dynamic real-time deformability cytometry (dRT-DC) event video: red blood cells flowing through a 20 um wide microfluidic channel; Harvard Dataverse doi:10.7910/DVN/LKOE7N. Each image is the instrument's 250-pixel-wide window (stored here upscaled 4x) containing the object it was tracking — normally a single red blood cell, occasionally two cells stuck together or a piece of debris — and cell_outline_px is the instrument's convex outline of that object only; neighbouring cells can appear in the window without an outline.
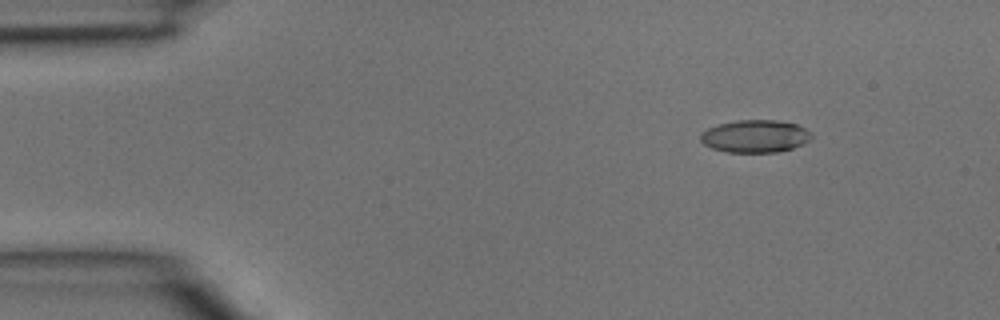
{"species": "common noctule bat (a hibernating species)", "species_latin": "Nyctalus noctula", "temperature_condition": "room temperature", "stored_images_in_passage": 5, "camera_frame_rate_fps": 3000, "um_per_image_px": 0.085, "animal": {"sex": "male", "body_mass_g": 15.6}, "frame": {"image": 1, "passage_image": 2, "time_ms": 0.333, "image_size_px": [1000, 320], "cell_outline_px": [[812, 136], [804, 144], [792, 148], [776, 152], [728, 152], [712, 148], [704, 144], [700, 140], [700, 136], [708, 128], [716, 124], [736, 120], [776, 120], [796, 124], [812, 132]], "centroid_in_image_um": [64.19, 11.57], "position_along_channel_um": 20.8, "area_um2": 21.04}}
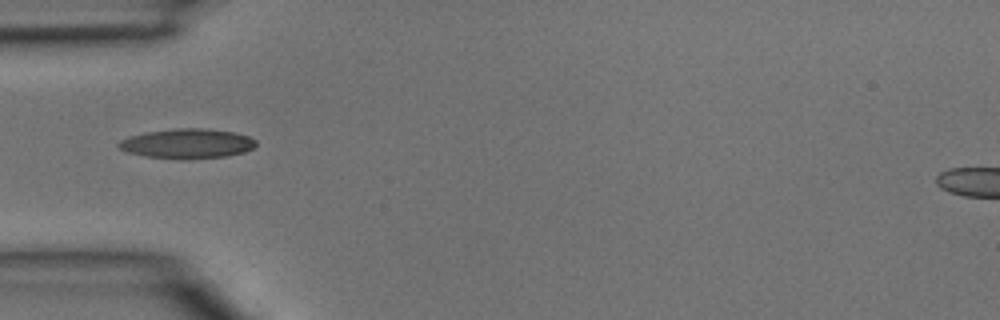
{"frame": {"image": 2, "passage_image": 4, "time_ms": 1.0, "image_size_px": [1000, 320], "cell_outline_px": [[256, 144], [252, 148], [244, 152], [228, 156], [188, 160], [180, 160], [144, 156], [128, 152], [120, 148], [116, 144], [120, 140], [132, 136], [148, 132], [176, 128], [204, 128], [232, 132], [248, 136], [256, 140]], "centroid_in_image_um": [15.92, 12.22], "position_along_channel_um": 69.1, "area_um2": 23.87}}
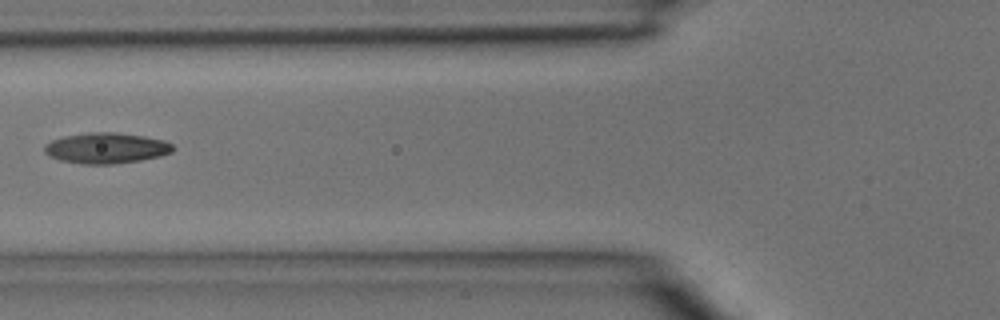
{"frame": {"image": 3, "passage_image": 5, "time_ms": 1.333, "image_size_px": [1000, 320], "cell_outline_px": [[176, 148], [172, 152], [160, 156], [140, 160], [112, 164], [80, 164], [60, 160], [48, 156], [44, 152], [44, 144], [52, 140], [64, 136], [88, 132], [112, 132], [144, 136], [164, 140], [172, 144]], "centroid_in_image_um": [9.01, 12.59], "position_along_channel_um": 116.8, "area_um2": 23.12}}